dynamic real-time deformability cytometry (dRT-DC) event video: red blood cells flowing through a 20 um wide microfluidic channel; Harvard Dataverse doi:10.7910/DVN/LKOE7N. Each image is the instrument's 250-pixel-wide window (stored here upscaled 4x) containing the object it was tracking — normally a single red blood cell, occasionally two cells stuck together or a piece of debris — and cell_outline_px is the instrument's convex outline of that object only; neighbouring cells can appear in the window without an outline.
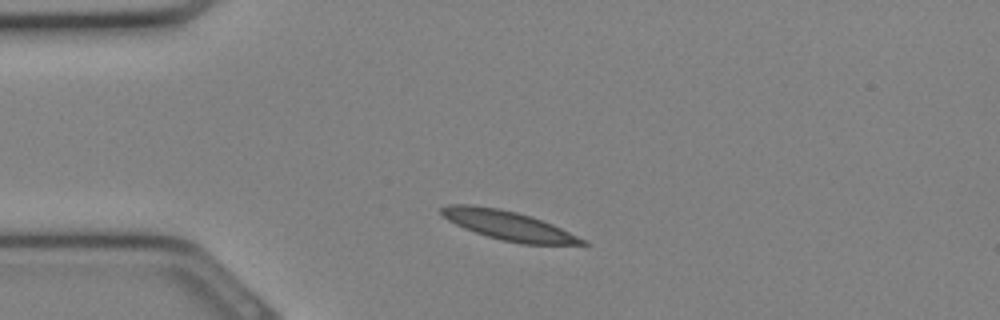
{"species": "Egyptian fruit bat (a non-hibernating species)", "species_latin": "Rousettus aegyptiacus", "temperature_condition": "cold", "stored_images_in_passage": 28, "camera_frame_rate_fps": 3000, "um_per_image_px": 0.085, "animal": {"sex": "female"}, "frame": {"image": 1, "passage_image": 4, "time_ms": 1.0, "image_size_px": [1000, 320], "cell_outline_px": [[592, 244], [524, 244], [500, 240], [464, 228], [448, 220], [440, 212], [440, 208], [448, 204], [472, 204], [500, 208], [532, 216], [552, 224], [588, 240]], "centroid_in_image_um": [43.23, 19.15], "position_along_channel_um": 41.8, "area_um2": 23.99}}
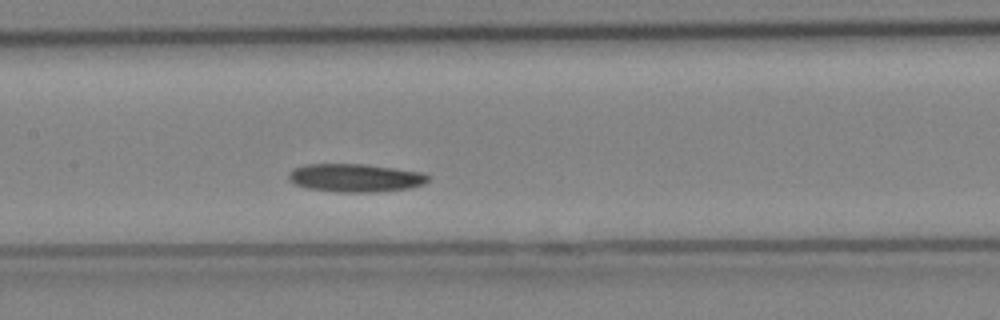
{"frame": {"image": 2, "passage_image": 12, "time_ms": 3.667, "image_size_px": [1000, 320], "cell_outline_px": [[428, 180], [424, 184], [412, 188], [376, 192], [336, 192], [304, 188], [288, 180], [288, 172], [292, 168], [304, 164], [364, 164], [424, 172], [428, 176]], "centroid_in_image_um": [30.17, 15.12], "position_along_channel_um": 177.2, "area_um2": 23.24}}
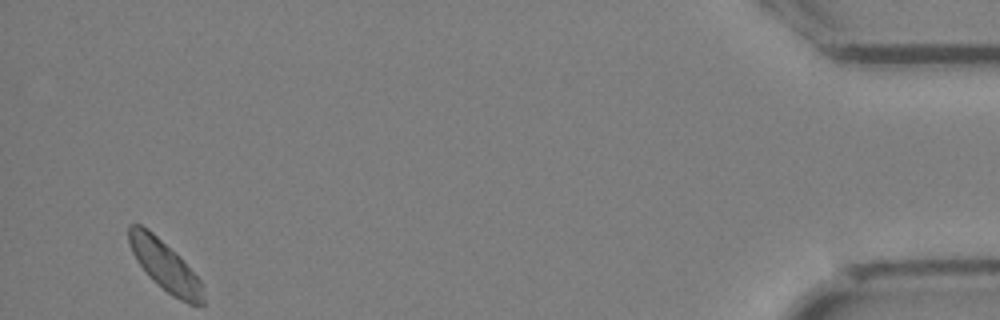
{"frame": {"image": 3, "passage_image": 28, "time_ms": 9.0, "image_size_px": [1000, 320], "cell_outline_px": [[204, 304], [188, 304], [172, 296], [152, 280], [148, 276], [136, 260], [132, 252], [128, 240], [128, 224], [140, 224], [148, 228], [176, 252], [180, 256], [200, 280], [204, 296]], "centroid_in_image_um": [13.99, 22.57], "position_along_channel_um": 421.2, "area_um2": 21.79}}